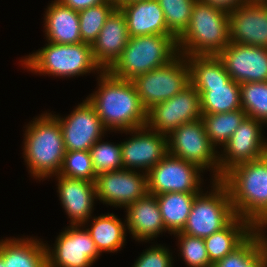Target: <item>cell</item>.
Returning <instances> with one entry per match:
<instances>
[{
  "instance_id": "cell-1",
  "label": "cell",
  "mask_w": 267,
  "mask_h": 267,
  "mask_svg": "<svg viewBox=\"0 0 267 267\" xmlns=\"http://www.w3.org/2000/svg\"><path fill=\"white\" fill-rule=\"evenodd\" d=\"M97 91L86 99L93 105L107 130L129 131L147 124L143 107L132 81L113 77L108 71L98 75Z\"/></svg>"
},
{
  "instance_id": "cell-2",
  "label": "cell",
  "mask_w": 267,
  "mask_h": 267,
  "mask_svg": "<svg viewBox=\"0 0 267 267\" xmlns=\"http://www.w3.org/2000/svg\"><path fill=\"white\" fill-rule=\"evenodd\" d=\"M220 181L228 189L236 216L256 229H267V154L234 166Z\"/></svg>"
},
{
  "instance_id": "cell-3",
  "label": "cell",
  "mask_w": 267,
  "mask_h": 267,
  "mask_svg": "<svg viewBox=\"0 0 267 267\" xmlns=\"http://www.w3.org/2000/svg\"><path fill=\"white\" fill-rule=\"evenodd\" d=\"M186 59L190 84L200 94L202 114L242 109L240 83L231 79L217 55L186 56Z\"/></svg>"
},
{
  "instance_id": "cell-4",
  "label": "cell",
  "mask_w": 267,
  "mask_h": 267,
  "mask_svg": "<svg viewBox=\"0 0 267 267\" xmlns=\"http://www.w3.org/2000/svg\"><path fill=\"white\" fill-rule=\"evenodd\" d=\"M26 126L23 158L31 176L46 180L62 167L65 146L61 126L52 113L44 112Z\"/></svg>"
},
{
  "instance_id": "cell-5",
  "label": "cell",
  "mask_w": 267,
  "mask_h": 267,
  "mask_svg": "<svg viewBox=\"0 0 267 267\" xmlns=\"http://www.w3.org/2000/svg\"><path fill=\"white\" fill-rule=\"evenodd\" d=\"M229 43V13L196 1L189 25L177 39L178 52L184 56L218 55Z\"/></svg>"
},
{
  "instance_id": "cell-6",
  "label": "cell",
  "mask_w": 267,
  "mask_h": 267,
  "mask_svg": "<svg viewBox=\"0 0 267 267\" xmlns=\"http://www.w3.org/2000/svg\"><path fill=\"white\" fill-rule=\"evenodd\" d=\"M178 54L177 39L173 35L130 37L121 56L107 71L113 77L132 81L168 64Z\"/></svg>"
},
{
  "instance_id": "cell-7",
  "label": "cell",
  "mask_w": 267,
  "mask_h": 267,
  "mask_svg": "<svg viewBox=\"0 0 267 267\" xmlns=\"http://www.w3.org/2000/svg\"><path fill=\"white\" fill-rule=\"evenodd\" d=\"M41 48L20 61L24 68L35 74L70 78L95 71L100 74L103 71L93 58L90 44L48 42Z\"/></svg>"
},
{
  "instance_id": "cell-8",
  "label": "cell",
  "mask_w": 267,
  "mask_h": 267,
  "mask_svg": "<svg viewBox=\"0 0 267 267\" xmlns=\"http://www.w3.org/2000/svg\"><path fill=\"white\" fill-rule=\"evenodd\" d=\"M211 187V191H201L195 197L181 233L205 238L221 231L237 217L227 187L220 180H212Z\"/></svg>"
},
{
  "instance_id": "cell-9",
  "label": "cell",
  "mask_w": 267,
  "mask_h": 267,
  "mask_svg": "<svg viewBox=\"0 0 267 267\" xmlns=\"http://www.w3.org/2000/svg\"><path fill=\"white\" fill-rule=\"evenodd\" d=\"M137 94L148 111L154 105L169 100L190 84V67L186 56L178 54L168 64L137 76Z\"/></svg>"
},
{
  "instance_id": "cell-10",
  "label": "cell",
  "mask_w": 267,
  "mask_h": 267,
  "mask_svg": "<svg viewBox=\"0 0 267 267\" xmlns=\"http://www.w3.org/2000/svg\"><path fill=\"white\" fill-rule=\"evenodd\" d=\"M168 153L197 165L201 170L210 169L211 180H219L218 154L205 131L202 119L184 123L167 136Z\"/></svg>"
},
{
  "instance_id": "cell-11",
  "label": "cell",
  "mask_w": 267,
  "mask_h": 267,
  "mask_svg": "<svg viewBox=\"0 0 267 267\" xmlns=\"http://www.w3.org/2000/svg\"><path fill=\"white\" fill-rule=\"evenodd\" d=\"M202 172L197 165L167 153L147 172L148 193H200L203 191Z\"/></svg>"
},
{
  "instance_id": "cell-12",
  "label": "cell",
  "mask_w": 267,
  "mask_h": 267,
  "mask_svg": "<svg viewBox=\"0 0 267 267\" xmlns=\"http://www.w3.org/2000/svg\"><path fill=\"white\" fill-rule=\"evenodd\" d=\"M265 124L246 117L222 146L218 154L219 180L236 165L254 161L267 154V139H264L262 126Z\"/></svg>"
},
{
  "instance_id": "cell-13",
  "label": "cell",
  "mask_w": 267,
  "mask_h": 267,
  "mask_svg": "<svg viewBox=\"0 0 267 267\" xmlns=\"http://www.w3.org/2000/svg\"><path fill=\"white\" fill-rule=\"evenodd\" d=\"M202 118L200 94L189 84L169 100L154 105L147 111V126L169 135L184 123Z\"/></svg>"
},
{
  "instance_id": "cell-14",
  "label": "cell",
  "mask_w": 267,
  "mask_h": 267,
  "mask_svg": "<svg viewBox=\"0 0 267 267\" xmlns=\"http://www.w3.org/2000/svg\"><path fill=\"white\" fill-rule=\"evenodd\" d=\"M45 247L48 267H91L101 255L83 225L68 226L56 238L54 249L46 243Z\"/></svg>"
},
{
  "instance_id": "cell-15",
  "label": "cell",
  "mask_w": 267,
  "mask_h": 267,
  "mask_svg": "<svg viewBox=\"0 0 267 267\" xmlns=\"http://www.w3.org/2000/svg\"><path fill=\"white\" fill-rule=\"evenodd\" d=\"M96 199L112 207L126 208L148 194L147 173L119 169L96 176Z\"/></svg>"
},
{
  "instance_id": "cell-16",
  "label": "cell",
  "mask_w": 267,
  "mask_h": 267,
  "mask_svg": "<svg viewBox=\"0 0 267 267\" xmlns=\"http://www.w3.org/2000/svg\"><path fill=\"white\" fill-rule=\"evenodd\" d=\"M52 115L61 126L66 151H89L108 131L87 99L64 118L59 114Z\"/></svg>"
},
{
  "instance_id": "cell-17",
  "label": "cell",
  "mask_w": 267,
  "mask_h": 267,
  "mask_svg": "<svg viewBox=\"0 0 267 267\" xmlns=\"http://www.w3.org/2000/svg\"><path fill=\"white\" fill-rule=\"evenodd\" d=\"M123 132L126 135L131 133L132 136L121 142L122 163L125 169H140V172L147 173L168 153L167 135L156 132L147 125L120 133Z\"/></svg>"
},
{
  "instance_id": "cell-18",
  "label": "cell",
  "mask_w": 267,
  "mask_h": 267,
  "mask_svg": "<svg viewBox=\"0 0 267 267\" xmlns=\"http://www.w3.org/2000/svg\"><path fill=\"white\" fill-rule=\"evenodd\" d=\"M229 40L267 48V0H249L229 13Z\"/></svg>"
},
{
  "instance_id": "cell-19",
  "label": "cell",
  "mask_w": 267,
  "mask_h": 267,
  "mask_svg": "<svg viewBox=\"0 0 267 267\" xmlns=\"http://www.w3.org/2000/svg\"><path fill=\"white\" fill-rule=\"evenodd\" d=\"M217 56L235 82L267 81V48L229 43Z\"/></svg>"
},
{
  "instance_id": "cell-20",
  "label": "cell",
  "mask_w": 267,
  "mask_h": 267,
  "mask_svg": "<svg viewBox=\"0 0 267 267\" xmlns=\"http://www.w3.org/2000/svg\"><path fill=\"white\" fill-rule=\"evenodd\" d=\"M57 192L70 225H83L90 221L96 200L95 182L56 175Z\"/></svg>"
},
{
  "instance_id": "cell-21",
  "label": "cell",
  "mask_w": 267,
  "mask_h": 267,
  "mask_svg": "<svg viewBox=\"0 0 267 267\" xmlns=\"http://www.w3.org/2000/svg\"><path fill=\"white\" fill-rule=\"evenodd\" d=\"M124 14L116 8L106 19L97 40L92 44V55L103 71H107L121 56L129 40Z\"/></svg>"
},
{
  "instance_id": "cell-22",
  "label": "cell",
  "mask_w": 267,
  "mask_h": 267,
  "mask_svg": "<svg viewBox=\"0 0 267 267\" xmlns=\"http://www.w3.org/2000/svg\"><path fill=\"white\" fill-rule=\"evenodd\" d=\"M126 229L138 242H148L166 232L156 195L147 194L126 208ZM161 233V234H160Z\"/></svg>"
},
{
  "instance_id": "cell-23",
  "label": "cell",
  "mask_w": 267,
  "mask_h": 267,
  "mask_svg": "<svg viewBox=\"0 0 267 267\" xmlns=\"http://www.w3.org/2000/svg\"><path fill=\"white\" fill-rule=\"evenodd\" d=\"M127 22L129 37L172 35L157 0H142L119 7Z\"/></svg>"
},
{
  "instance_id": "cell-24",
  "label": "cell",
  "mask_w": 267,
  "mask_h": 267,
  "mask_svg": "<svg viewBox=\"0 0 267 267\" xmlns=\"http://www.w3.org/2000/svg\"><path fill=\"white\" fill-rule=\"evenodd\" d=\"M44 32L47 42L77 44L82 42L78 11L52 1L44 14Z\"/></svg>"
},
{
  "instance_id": "cell-25",
  "label": "cell",
  "mask_w": 267,
  "mask_h": 267,
  "mask_svg": "<svg viewBox=\"0 0 267 267\" xmlns=\"http://www.w3.org/2000/svg\"><path fill=\"white\" fill-rule=\"evenodd\" d=\"M33 237L0 240V256L5 267H48L43 241Z\"/></svg>"
},
{
  "instance_id": "cell-26",
  "label": "cell",
  "mask_w": 267,
  "mask_h": 267,
  "mask_svg": "<svg viewBox=\"0 0 267 267\" xmlns=\"http://www.w3.org/2000/svg\"><path fill=\"white\" fill-rule=\"evenodd\" d=\"M256 228L247 220L236 217L227 227L205 237V247L210 262L215 265L238 248Z\"/></svg>"
},
{
  "instance_id": "cell-27",
  "label": "cell",
  "mask_w": 267,
  "mask_h": 267,
  "mask_svg": "<svg viewBox=\"0 0 267 267\" xmlns=\"http://www.w3.org/2000/svg\"><path fill=\"white\" fill-rule=\"evenodd\" d=\"M265 233L266 229H256L238 248L213 267H267V235Z\"/></svg>"
},
{
  "instance_id": "cell-28",
  "label": "cell",
  "mask_w": 267,
  "mask_h": 267,
  "mask_svg": "<svg viewBox=\"0 0 267 267\" xmlns=\"http://www.w3.org/2000/svg\"><path fill=\"white\" fill-rule=\"evenodd\" d=\"M91 227L86 228L95 242L96 248L102 252H117L124 247L126 241V223L121 222L113 213L91 217Z\"/></svg>"
},
{
  "instance_id": "cell-29",
  "label": "cell",
  "mask_w": 267,
  "mask_h": 267,
  "mask_svg": "<svg viewBox=\"0 0 267 267\" xmlns=\"http://www.w3.org/2000/svg\"><path fill=\"white\" fill-rule=\"evenodd\" d=\"M199 193L166 192L156 195L163 223L170 235L186 225L195 197Z\"/></svg>"
},
{
  "instance_id": "cell-30",
  "label": "cell",
  "mask_w": 267,
  "mask_h": 267,
  "mask_svg": "<svg viewBox=\"0 0 267 267\" xmlns=\"http://www.w3.org/2000/svg\"><path fill=\"white\" fill-rule=\"evenodd\" d=\"M247 117L243 109L217 114H202V121L210 142L222 147L232 136L241 122ZM220 145V146H219Z\"/></svg>"
},
{
  "instance_id": "cell-31",
  "label": "cell",
  "mask_w": 267,
  "mask_h": 267,
  "mask_svg": "<svg viewBox=\"0 0 267 267\" xmlns=\"http://www.w3.org/2000/svg\"><path fill=\"white\" fill-rule=\"evenodd\" d=\"M116 8L114 2L106 0L101 4L78 11L83 43L92 45L97 40L106 19Z\"/></svg>"
},
{
  "instance_id": "cell-32",
  "label": "cell",
  "mask_w": 267,
  "mask_h": 267,
  "mask_svg": "<svg viewBox=\"0 0 267 267\" xmlns=\"http://www.w3.org/2000/svg\"><path fill=\"white\" fill-rule=\"evenodd\" d=\"M240 95L247 116L267 125V81L241 83Z\"/></svg>"
},
{
  "instance_id": "cell-33",
  "label": "cell",
  "mask_w": 267,
  "mask_h": 267,
  "mask_svg": "<svg viewBox=\"0 0 267 267\" xmlns=\"http://www.w3.org/2000/svg\"><path fill=\"white\" fill-rule=\"evenodd\" d=\"M169 32L178 39L187 29L197 0H157Z\"/></svg>"
},
{
  "instance_id": "cell-34",
  "label": "cell",
  "mask_w": 267,
  "mask_h": 267,
  "mask_svg": "<svg viewBox=\"0 0 267 267\" xmlns=\"http://www.w3.org/2000/svg\"><path fill=\"white\" fill-rule=\"evenodd\" d=\"M89 152L96 175L124 168L121 143L112 144L111 142L102 141L101 138L89 149Z\"/></svg>"
},
{
  "instance_id": "cell-35",
  "label": "cell",
  "mask_w": 267,
  "mask_h": 267,
  "mask_svg": "<svg viewBox=\"0 0 267 267\" xmlns=\"http://www.w3.org/2000/svg\"><path fill=\"white\" fill-rule=\"evenodd\" d=\"M58 175L95 182L97 175L93 168L90 152L86 150L66 151Z\"/></svg>"
},
{
  "instance_id": "cell-36",
  "label": "cell",
  "mask_w": 267,
  "mask_h": 267,
  "mask_svg": "<svg viewBox=\"0 0 267 267\" xmlns=\"http://www.w3.org/2000/svg\"><path fill=\"white\" fill-rule=\"evenodd\" d=\"M178 238L180 257L189 267H213L205 247L204 238L190 236L181 232L174 233Z\"/></svg>"
},
{
  "instance_id": "cell-37",
  "label": "cell",
  "mask_w": 267,
  "mask_h": 267,
  "mask_svg": "<svg viewBox=\"0 0 267 267\" xmlns=\"http://www.w3.org/2000/svg\"><path fill=\"white\" fill-rule=\"evenodd\" d=\"M170 250L163 245H153L143 250L132 267H173Z\"/></svg>"
},
{
  "instance_id": "cell-38",
  "label": "cell",
  "mask_w": 267,
  "mask_h": 267,
  "mask_svg": "<svg viewBox=\"0 0 267 267\" xmlns=\"http://www.w3.org/2000/svg\"><path fill=\"white\" fill-rule=\"evenodd\" d=\"M200 3L211 5L230 13L232 10L240 7L249 0H197Z\"/></svg>"
},
{
  "instance_id": "cell-39",
  "label": "cell",
  "mask_w": 267,
  "mask_h": 267,
  "mask_svg": "<svg viewBox=\"0 0 267 267\" xmlns=\"http://www.w3.org/2000/svg\"><path fill=\"white\" fill-rule=\"evenodd\" d=\"M63 5L80 11L105 2L106 0H59Z\"/></svg>"
},
{
  "instance_id": "cell-40",
  "label": "cell",
  "mask_w": 267,
  "mask_h": 267,
  "mask_svg": "<svg viewBox=\"0 0 267 267\" xmlns=\"http://www.w3.org/2000/svg\"><path fill=\"white\" fill-rule=\"evenodd\" d=\"M136 1H142V0H119L116 3V6H117V8H119L123 4L133 3V2H136Z\"/></svg>"
},
{
  "instance_id": "cell-41",
  "label": "cell",
  "mask_w": 267,
  "mask_h": 267,
  "mask_svg": "<svg viewBox=\"0 0 267 267\" xmlns=\"http://www.w3.org/2000/svg\"><path fill=\"white\" fill-rule=\"evenodd\" d=\"M0 267H5V266H4V261H3V259H2L1 256H0Z\"/></svg>"
},
{
  "instance_id": "cell-42",
  "label": "cell",
  "mask_w": 267,
  "mask_h": 267,
  "mask_svg": "<svg viewBox=\"0 0 267 267\" xmlns=\"http://www.w3.org/2000/svg\"><path fill=\"white\" fill-rule=\"evenodd\" d=\"M107 1H111V2H114L116 4L119 0H107Z\"/></svg>"
}]
</instances>
